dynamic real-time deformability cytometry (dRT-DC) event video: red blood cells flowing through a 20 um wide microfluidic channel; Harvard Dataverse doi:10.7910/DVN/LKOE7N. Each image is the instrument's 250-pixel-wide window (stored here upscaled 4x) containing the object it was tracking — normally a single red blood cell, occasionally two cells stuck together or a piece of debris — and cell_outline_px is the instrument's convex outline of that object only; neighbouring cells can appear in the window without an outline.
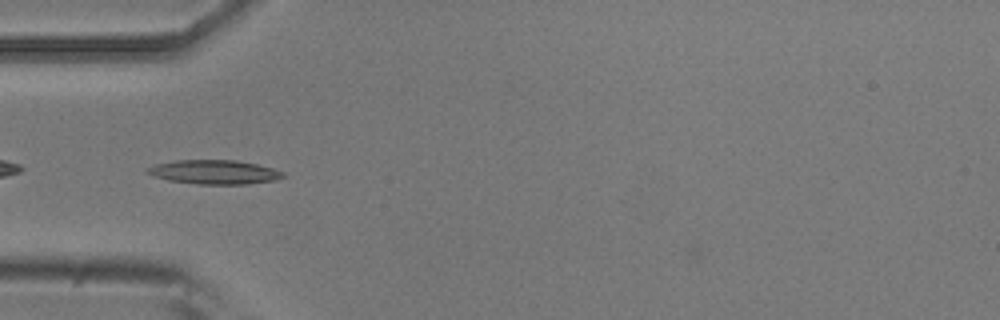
{"species": "common noctule bat (a hibernating species)", "species_latin": "Nyctalus noctula", "temperature_condition": "room temperature", "stored_images_in_passage": 5, "camera_frame_rate_fps": 3000, "um_per_image_px": 0.085, "animal": {"sex": "male", "body_mass_g": 20.5, "forearm_length_mm": 52.5}, "frame": {"image": 1, "passage_image": 2, "time_ms": 0.333, "image_size_px": [1000, 320], "cell_outline_px": [[284, 176], [276, 180], [244, 184], [200, 184], [168, 180], [144, 172], [148, 168], [156, 164], [172, 160], [236, 160], [256, 164], [272, 168], [284, 172]], "centroid_in_image_um": [18.21, 14.62], "position_along_channel_um": 66.8, "area_um2": 18.9}}
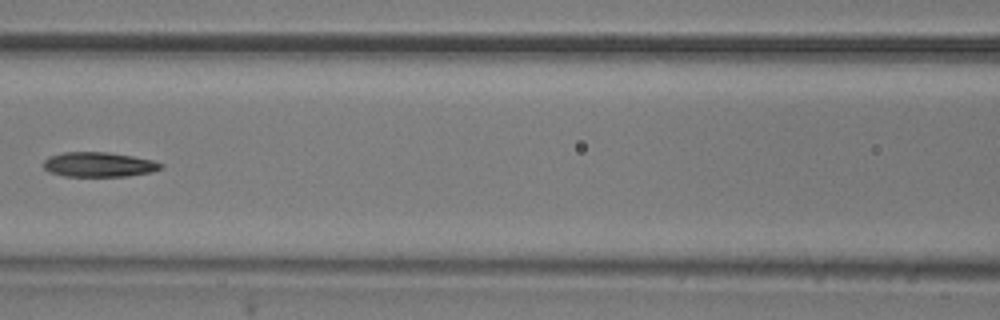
{"frame": {"image": 2, "passage_image": 4, "time_ms": 1.0, "image_size_px": [1000, 320], "cell_outline_px": [[164, 168], [152, 172], [128, 176], [64, 176], [48, 172], [44, 168], [44, 160], [48, 156], [64, 152], [108, 152], [132, 156], [152, 160], [164, 164]], "centroid_in_image_um": [8.41, 13.99], "position_along_channel_um": 158.2, "area_um2": 17.05}}
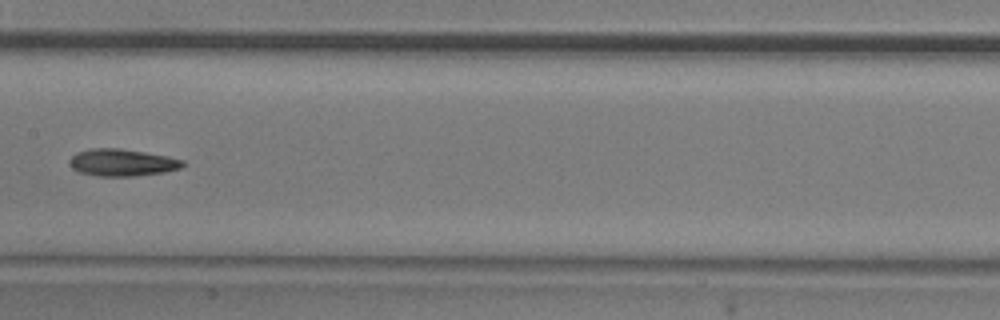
{"frame": {"image": 3, "passage_image": 5, "time_ms": 1.333, "image_size_px": [1000, 320], "cell_outline_px": [[184, 164], [180, 168], [164, 172], [132, 176], [96, 176], [80, 172], [72, 168], [68, 164], [68, 160], [76, 152], [88, 148], [120, 148], [168, 156], [184, 160]], "centroid_in_image_um": [10.33, 13.81], "position_along_channel_um": 197.1, "area_um2": 17.98}}